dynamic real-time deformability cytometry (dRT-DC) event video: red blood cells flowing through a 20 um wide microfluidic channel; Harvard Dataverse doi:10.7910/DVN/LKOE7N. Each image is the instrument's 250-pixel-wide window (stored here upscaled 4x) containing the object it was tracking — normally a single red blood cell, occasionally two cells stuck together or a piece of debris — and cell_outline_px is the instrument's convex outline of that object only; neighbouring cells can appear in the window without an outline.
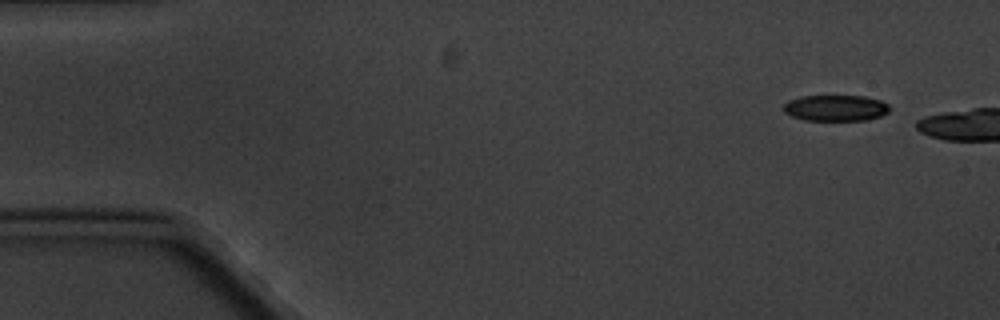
{"species": "common noctule bat (a hibernating species)", "species_latin": "Nyctalus noctula", "temperature_condition": "cold", "stored_images_in_passage": 3, "camera_frame_rate_fps": 3000, "um_per_image_px": 0.085, "animal": {"sex": "male", "body_mass_g": 20.1, "forearm_length_mm": 53.5}, "frame": {"image": 1, "passage_image": 1, "time_ms": 0.0, "image_size_px": [1000, 320], "cell_outline_px": [[888, 112], [880, 116], [868, 120], [804, 120], [792, 116], [784, 112], [784, 104], [788, 100], [800, 96], [864, 96], [880, 100], [888, 104]], "centroid_in_image_um": [71.01, 9.18], "position_along_channel_um": 14.0, "area_um2": 16.07}}